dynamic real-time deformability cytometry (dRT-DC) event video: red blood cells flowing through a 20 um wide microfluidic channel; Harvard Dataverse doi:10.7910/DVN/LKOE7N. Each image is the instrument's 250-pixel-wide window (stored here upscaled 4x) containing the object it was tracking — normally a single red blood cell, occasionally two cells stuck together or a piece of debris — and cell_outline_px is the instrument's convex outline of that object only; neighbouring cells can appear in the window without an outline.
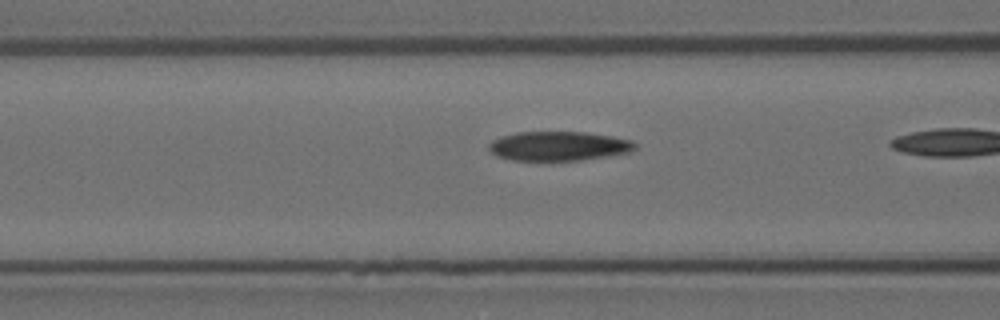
{"species": "Egyptian fruit bat (a non-hibernating species)", "species_latin": "Rousettus aegyptiacus", "temperature_condition": "room temperature", "stored_images_in_passage": 18, "camera_frame_rate_fps": 3000, "um_per_image_px": 0.085, "animal": {"sex": "female"}, "frame": {"image": 1, "passage_image": 13, "time_ms": 4.0, "image_size_px": [1000, 320], "cell_outline_px": [[636, 148], [632, 152], [608, 156], [580, 160], [512, 160], [496, 156], [488, 148], [488, 144], [492, 140], [500, 136], [516, 132], [584, 132], [612, 136], [632, 140], [636, 144]], "centroid_in_image_um": [47.49, 12.41], "position_along_channel_um": 119.1, "area_um2": 25.09}}
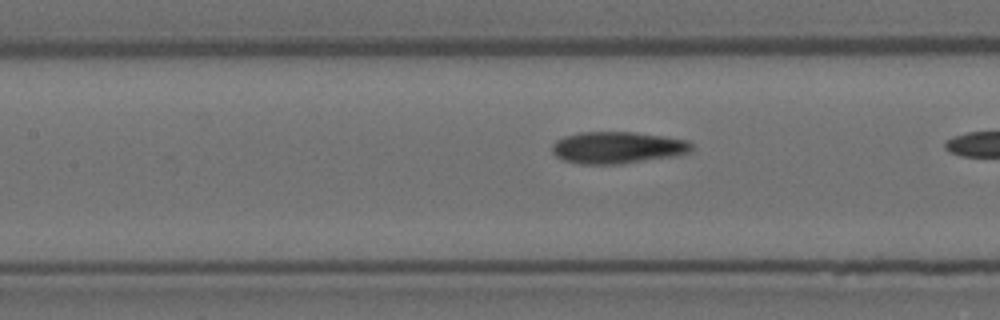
{"frame": {"image": 2, "passage_image": 16, "time_ms": 5.0, "image_size_px": [1000, 320], "cell_outline_px": [[692, 152], [676, 156], [620, 164], [580, 164], [564, 160], [556, 156], [552, 152], [552, 144], [556, 140], [564, 136], [580, 132], [636, 132], [664, 136], [688, 140], [692, 144]], "centroid_in_image_um": [52.5, 12.54], "position_along_channel_um": 154.9, "area_um2": 26.13}}